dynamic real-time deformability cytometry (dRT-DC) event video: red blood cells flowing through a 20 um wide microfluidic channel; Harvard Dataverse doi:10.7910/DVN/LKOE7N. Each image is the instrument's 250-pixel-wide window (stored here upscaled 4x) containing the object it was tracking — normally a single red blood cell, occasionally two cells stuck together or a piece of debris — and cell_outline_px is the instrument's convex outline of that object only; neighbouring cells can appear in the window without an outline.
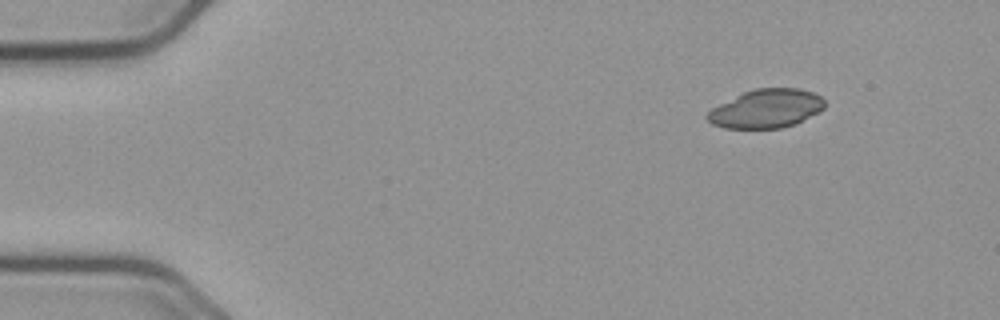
{"species": "common noctule bat (a hibernating species)", "species_latin": "Nyctalus noctula", "temperature_condition": "cold", "stored_images_in_passage": 50, "camera_frame_rate_fps": 3000, "um_per_image_px": 0.085, "animal": {"sex": "male", "body_mass_g": 23.1, "forearm_length_mm": 52.7}, "frame": {"image": 1, "passage_image": 1, "time_ms": 0.0, "image_size_px": [1000, 320], "cell_outline_px": [[824, 108], [820, 112], [792, 124], [780, 128], [724, 128], [712, 124], [704, 116], [712, 108], [744, 92], [756, 88], [796, 88], [812, 92], [820, 96], [824, 100]], "centroid_in_image_um": [65.12, 9.23], "position_along_channel_um": 19.9, "area_um2": 26.13}}